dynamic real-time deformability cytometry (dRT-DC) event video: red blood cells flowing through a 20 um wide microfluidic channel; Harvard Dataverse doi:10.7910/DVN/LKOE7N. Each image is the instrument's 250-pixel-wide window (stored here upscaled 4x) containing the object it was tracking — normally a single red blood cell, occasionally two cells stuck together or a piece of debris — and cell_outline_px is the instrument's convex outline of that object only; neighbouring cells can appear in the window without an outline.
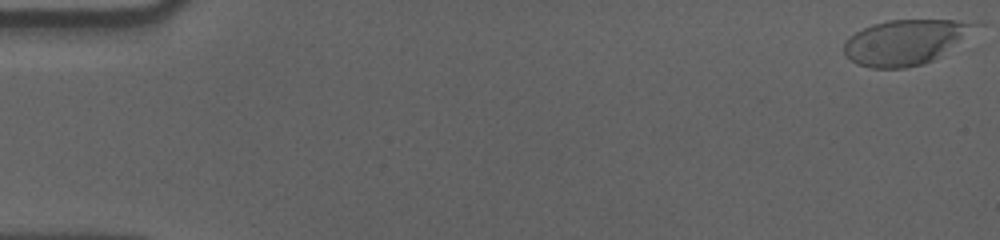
{"species": "human", "species_latin": "Homo sapiens", "temperature_condition": "cold", "stored_images_in_passage": 15, "camera_frame_rate_fps": 3000, "um_per_image_px": 0.085, "donor": {"sex": "male"}, "frame": {"image": 1, "passage_image": 1, "time_ms": 0.0, "image_size_px": [1000, 240], "cell_outline_px": [[984, 24], [932, 60], [924, 64], [904, 68], [872, 68], [856, 64], [844, 52], [844, 44], [856, 32], [872, 24], [888, 20], [984, 20]], "centroid_in_image_um": [77.02, 3.55], "position_along_channel_um": 8.0, "area_um2": 34.33}}